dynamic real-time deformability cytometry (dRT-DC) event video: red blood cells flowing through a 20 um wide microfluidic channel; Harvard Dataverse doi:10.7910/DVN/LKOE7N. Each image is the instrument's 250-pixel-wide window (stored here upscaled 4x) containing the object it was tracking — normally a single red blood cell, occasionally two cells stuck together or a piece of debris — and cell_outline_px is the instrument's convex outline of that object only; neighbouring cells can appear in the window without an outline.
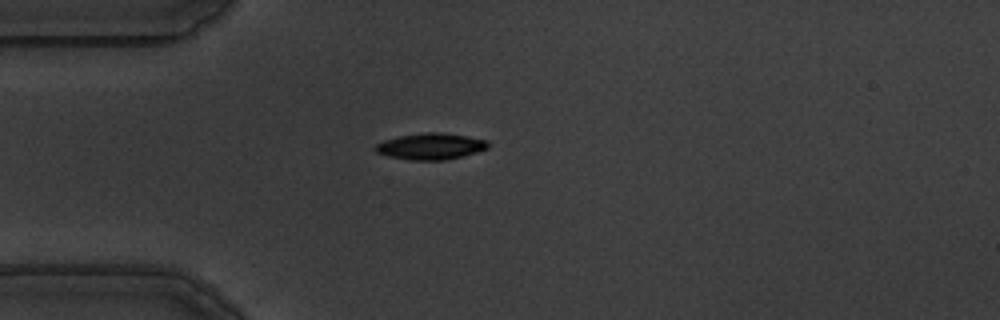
{"species": "common noctule bat (a hibernating species)", "species_latin": "Nyctalus noctula", "temperature_condition": "warm", "stored_images_in_passage": 42, "camera_frame_rate_fps": 3000, "um_per_image_px": 0.085, "animal": {"sex": "male", "body_mass_g": 19.5, "forearm_length_mm": 54.6}, "frame": {"image": 1, "passage_image": 1, "time_ms": 0.0, "image_size_px": [1000, 320], "cell_outline_px": [[488, 148], [476, 152], [444, 160], [408, 160], [388, 156], [376, 152], [372, 148], [376, 144], [384, 140], [400, 136], [424, 132], [440, 132], [488, 140]], "centroid_in_image_um": [36.56, 12.44], "position_along_channel_um": 48.4, "area_um2": 17.17}}
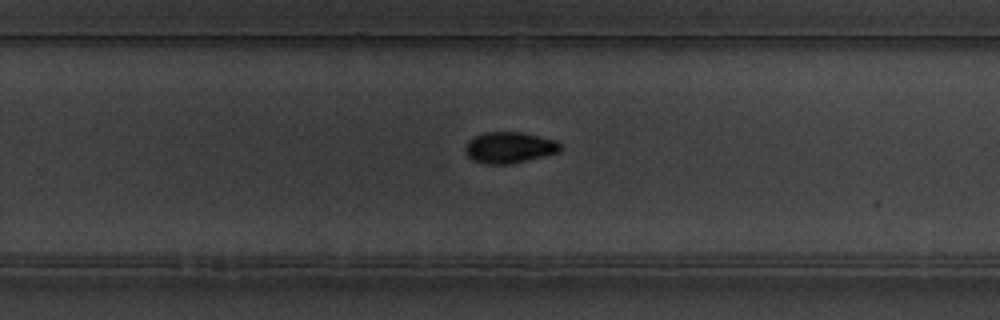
{"frame": {"image": 2, "passage_image": 22, "time_ms": 7.0, "image_size_px": [1000, 320], "cell_outline_px": [[560, 152], [512, 164], [484, 164], [472, 160], [468, 156], [464, 148], [468, 140], [484, 132], [520, 132], [556, 140], [560, 144]], "centroid_in_image_um": [43.28, 12.55], "position_along_channel_um": 286.5, "area_um2": 17.28}}
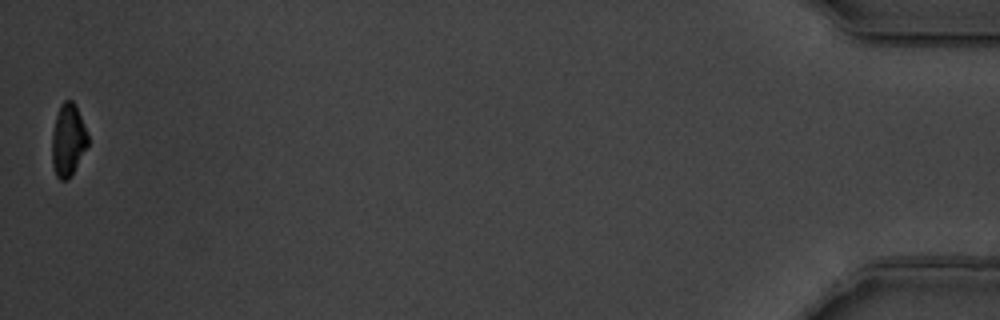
{"frame": {"image": 3, "passage_image": 42, "time_ms": 13.667, "image_size_px": [1000, 320], "cell_outline_px": [[88, 144], [72, 172], [64, 180], [60, 180], [56, 176], [52, 164], [52, 132], [56, 116], [60, 104], [64, 100], [72, 100], [76, 104], [84, 124], [88, 136]], "centroid_in_image_um": [5.77, 11.84], "position_along_channel_um": 429.4, "area_um2": 14.91}, "authors_computed_cell_mechanics": {"area_um2": 17.051, "velocity_mm_per_s": 3.5741, "shape_relaxation_time_tau1_ms": 2.6184, "shape_relaxation_time_tau2_ms": 8.2103, "deformation_change_tau1": 0.1514, "deformation_change_tau2": 0.1061}}